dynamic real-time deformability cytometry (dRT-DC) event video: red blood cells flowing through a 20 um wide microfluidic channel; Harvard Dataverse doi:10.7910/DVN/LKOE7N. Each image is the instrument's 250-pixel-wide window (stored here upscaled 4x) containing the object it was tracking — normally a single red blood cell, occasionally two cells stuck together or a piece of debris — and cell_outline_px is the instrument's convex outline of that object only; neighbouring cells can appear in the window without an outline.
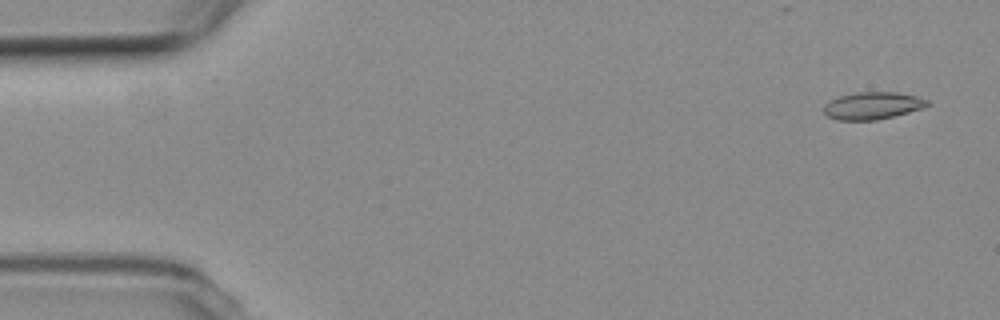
{"species": "common noctule bat (a hibernating species)", "species_latin": "Nyctalus noctula", "temperature_condition": "room temperature", "stored_images_in_passage": 6, "camera_frame_rate_fps": 3000, "um_per_image_px": 0.085, "animal": {"sex": "female", "body_mass_g": 19.3, "forearm_length_mm": 54.1}, "frame": {"image": 1, "passage_image": 1, "time_ms": 0.0, "image_size_px": [1000, 320], "cell_outline_px": [[928, 104], [924, 108], [876, 120], [836, 120], [828, 116], [824, 112], [824, 104], [840, 96], [856, 92], [896, 92], [916, 96], [928, 100]], "centroid_in_image_um": [74.16, 8.98], "position_along_channel_um": 10.8, "area_um2": 16.3}}